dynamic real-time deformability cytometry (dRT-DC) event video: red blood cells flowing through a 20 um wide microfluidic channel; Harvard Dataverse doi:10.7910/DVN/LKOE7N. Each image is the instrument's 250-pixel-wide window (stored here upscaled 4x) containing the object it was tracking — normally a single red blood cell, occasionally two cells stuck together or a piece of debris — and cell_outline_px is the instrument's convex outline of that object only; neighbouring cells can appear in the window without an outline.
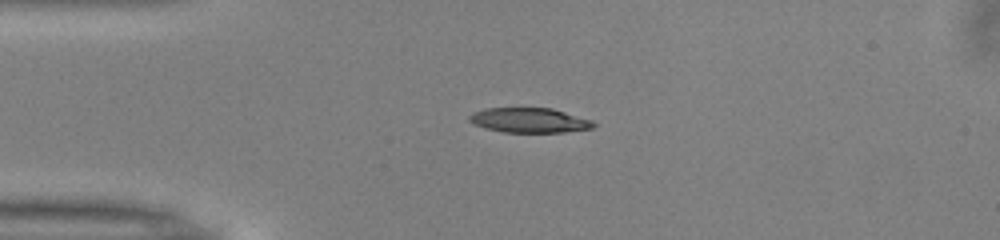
{"species": "common noctule bat (a hibernating species)", "species_latin": "Nyctalus noctula", "temperature_condition": "warm", "stored_images_in_passage": 50, "camera_frame_rate_fps": 3000, "um_per_image_px": 0.085, "animal": {"sex": "male", "body_mass_g": 13.0, "forearm_length_mm": 53.1}, "frame": {"image": 1, "passage_image": 11, "time_ms": 3.333, "image_size_px": [1000, 240], "cell_outline_px": [[596, 124], [592, 128], [564, 132], [504, 132], [484, 128], [472, 124], [468, 120], [468, 116], [472, 112], [484, 108], [552, 108], [592, 120]], "centroid_in_image_um": [44.94, 10.22], "position_along_channel_um": 40.1, "area_um2": 18.03}}
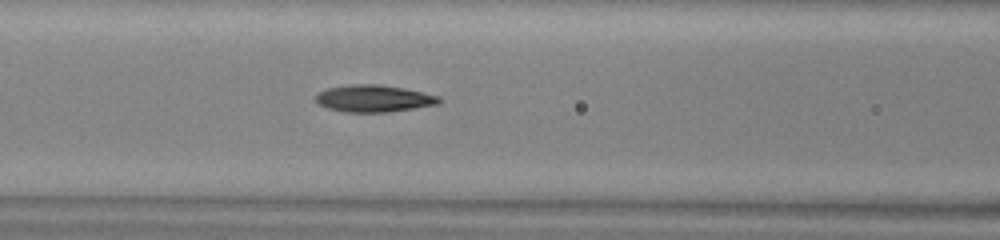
{"frame": {"image": 2, "passage_image": 20, "time_ms": 6.333, "image_size_px": [1000, 240], "cell_outline_px": [[440, 104], [416, 108], [388, 112], [344, 112], [328, 108], [320, 104], [316, 100], [316, 96], [320, 92], [328, 88], [348, 84], [376, 84], [404, 88], [440, 96]], "centroid_in_image_um": [31.8, 8.37], "position_along_channel_um": 134.8, "area_um2": 19.36}}
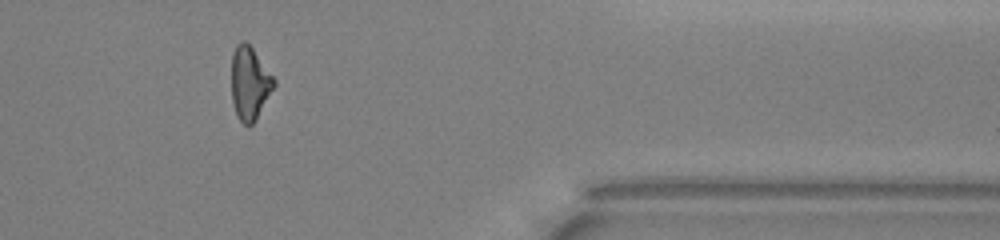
{"frame": {"image": 3, "passage_image": 41, "time_ms": 13.333, "image_size_px": [1000, 240], "cell_outline_px": [[276, 84], [256, 120], [248, 128], [236, 116], [232, 100], [232, 52], [236, 44], [240, 40], [244, 40], [252, 48], [276, 80]], "centroid_in_image_um": [21.21, 7.09], "position_along_channel_um": 390.2, "area_um2": 18.21}, "authors_computed_cell_mechanics": {"area_um2": 18.5538, "velocity_mm_per_s": 4.0222, "shape_relaxation_time_tau1_ms": 7.5963, "shape_relaxation_time_tau2_ms": 5.3439, "deformation_change_tau1": 0.2021, "deformation_change_tau2": 0.1655}}